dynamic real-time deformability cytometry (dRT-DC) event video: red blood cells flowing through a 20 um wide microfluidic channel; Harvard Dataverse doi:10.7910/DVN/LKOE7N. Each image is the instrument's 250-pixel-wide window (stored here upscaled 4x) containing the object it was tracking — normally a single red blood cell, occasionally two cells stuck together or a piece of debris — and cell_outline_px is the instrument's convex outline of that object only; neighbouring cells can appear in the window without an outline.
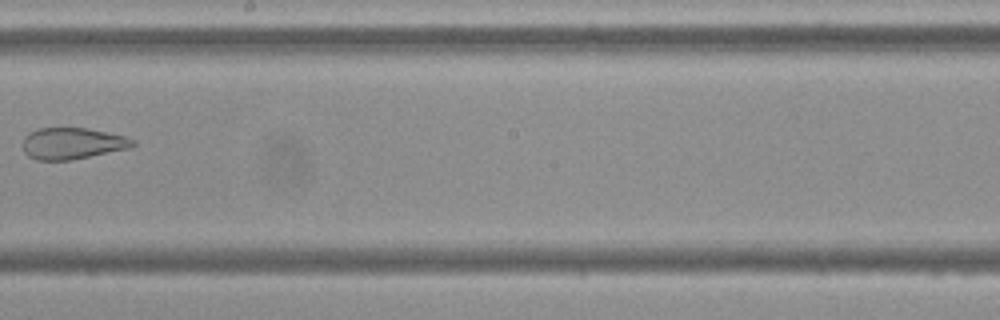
{"species": "Egyptian fruit bat (a non-hibernating species)", "species_latin": "Rousettus aegyptiacus", "temperature_condition": "cold", "stored_images_in_passage": 8, "camera_frame_rate_fps": 3000, "um_per_image_px": 0.085, "frame": {"image": 1, "passage_image": 8, "time_ms": 8.333, "image_size_px": [1000, 320], "cell_outline_px": [[136, 144], [132, 148], [72, 160], [36, 160], [28, 156], [24, 152], [24, 136], [28, 132], [36, 128], [88, 128], [124, 136], [136, 140]], "centroid_in_image_um": [6.17, 12.19], "position_along_channel_um": 242.0, "area_um2": 20.4}}